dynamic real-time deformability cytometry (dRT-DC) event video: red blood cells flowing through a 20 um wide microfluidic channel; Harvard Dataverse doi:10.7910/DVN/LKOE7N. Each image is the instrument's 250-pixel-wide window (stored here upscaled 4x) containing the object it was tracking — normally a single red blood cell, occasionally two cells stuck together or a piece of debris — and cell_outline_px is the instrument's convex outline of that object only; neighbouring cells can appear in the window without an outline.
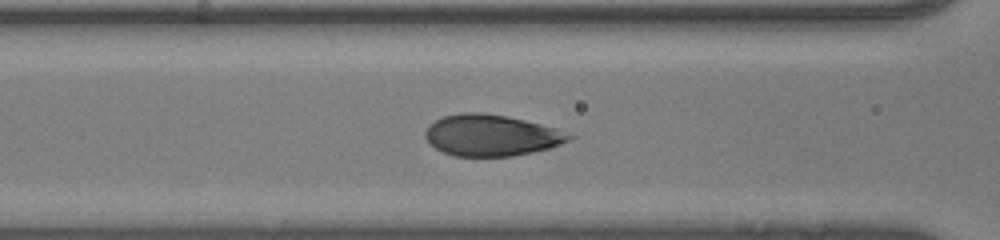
{"species": "human", "species_latin": "Homo sapiens", "temperature_condition": "room temperature", "stored_images_in_passage": 38, "camera_frame_rate_fps": 3000, "um_per_image_px": 0.085, "donor": {"sex": "male"}, "frame": {"image": 1, "passage_image": 17, "time_ms": 5.333, "image_size_px": [1000, 240], "cell_outline_px": [[580, 136], [572, 140], [548, 148], [532, 152], [512, 156], [452, 156], [436, 148], [424, 136], [424, 132], [428, 124], [444, 116], [460, 112], [480, 112], [508, 116], [556, 128]], "centroid_in_image_um": [41.79, 11.49], "position_along_channel_um": 124.8, "area_um2": 34.85}}
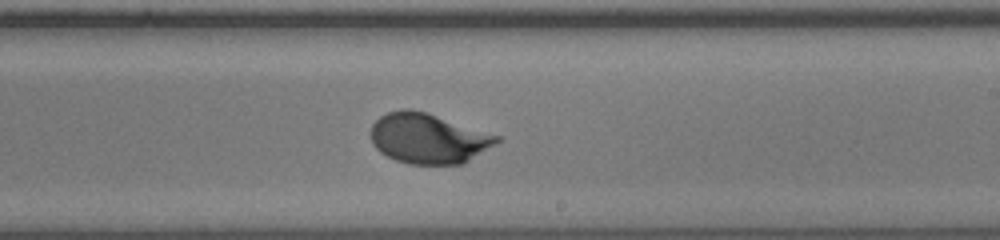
{"frame": {"image": 2, "passage_image": 26, "time_ms": 8.333, "image_size_px": [1000, 240], "cell_outline_px": [[504, 140], [464, 164], [408, 164], [396, 160], [380, 152], [372, 144], [372, 124], [380, 116], [388, 112], [400, 108], [408, 108], [424, 112], [504, 136]], "centroid_in_image_um": [36.48, 11.77], "position_along_channel_um": 252.5, "area_um2": 37.22}}
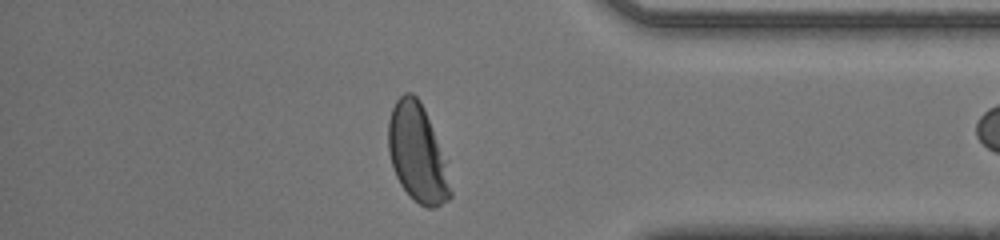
{"frame": {"image": 3, "passage_image": 37, "time_ms": 12.0, "image_size_px": [1000, 240], "cell_outline_px": [[452, 196], [448, 200], [436, 208], [428, 208], [420, 204], [400, 184], [396, 176], [388, 152], [388, 120], [392, 108], [396, 100], [404, 92], [412, 92], [420, 100], [424, 108], [444, 160], [452, 192]], "centroid_in_image_um": [35.45, 13.01], "position_along_channel_um": 399.8, "area_um2": 34.8}}